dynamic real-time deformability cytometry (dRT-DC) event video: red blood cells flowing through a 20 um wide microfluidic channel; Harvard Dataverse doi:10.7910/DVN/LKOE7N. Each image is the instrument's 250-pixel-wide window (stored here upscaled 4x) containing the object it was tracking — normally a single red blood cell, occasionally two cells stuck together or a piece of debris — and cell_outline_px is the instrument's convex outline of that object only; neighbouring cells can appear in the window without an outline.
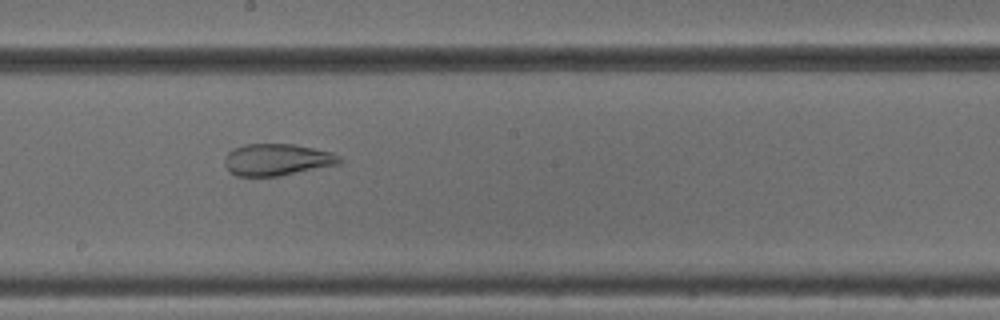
{"species": "common noctule bat (a hibernating species)", "species_latin": "Nyctalus noctula", "temperature_condition": "cold", "stored_images_in_passage": 52, "camera_frame_rate_fps": 3000, "um_per_image_px": 0.085, "animal": {"sex": "male", "body_mass_g": 18.8}, "frame": {"image": 1, "passage_image": 29, "time_ms": 9.333, "image_size_px": [1000, 320], "cell_outline_px": [[344, 160], [340, 164], [280, 176], [236, 176], [228, 172], [224, 164], [224, 156], [232, 148], [244, 144], [296, 144], [332, 152], [340, 156]], "centroid_in_image_um": [23.54, 13.57], "position_along_channel_um": 224.7, "area_um2": 21.73}}
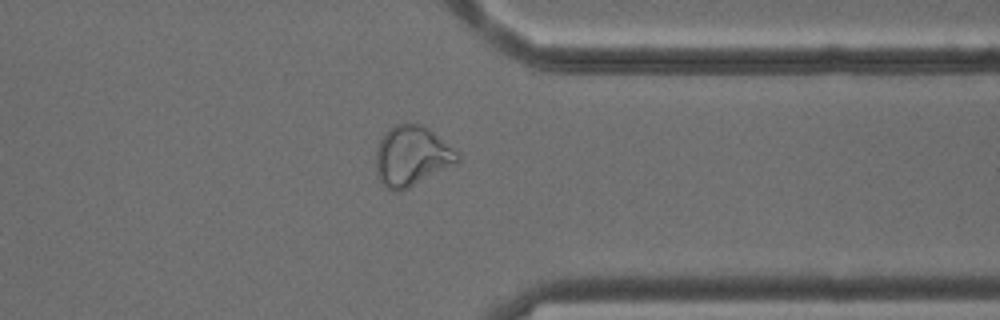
{"frame": {"image": 2, "passage_image": 41, "time_ms": 13.333, "image_size_px": [1000, 320], "cell_outline_px": [[460, 160], [456, 164], [400, 192], [392, 192], [380, 180], [376, 172], [376, 148], [384, 132], [388, 128], [396, 124], [420, 124], [428, 128], [452, 148], [460, 156]], "centroid_in_image_um": [34.97, 13.27], "position_along_channel_um": 376.4, "area_um2": 28.38}}
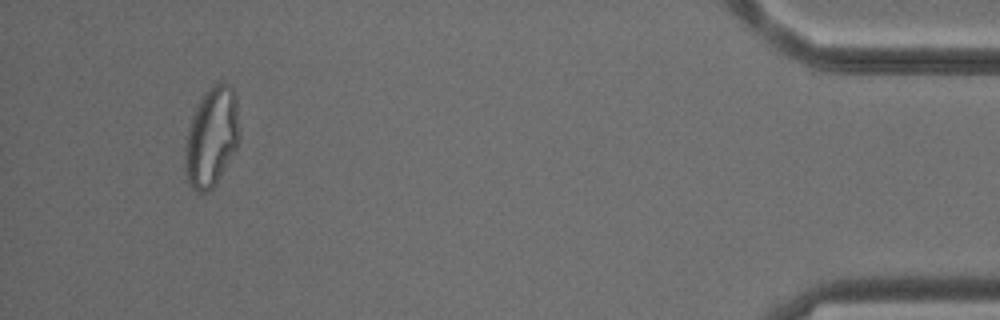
{"frame": {"image": 3, "passage_image": 49, "time_ms": 16.0, "image_size_px": [1000, 320], "cell_outline_px": [[240, 136], [236, 148], [212, 188], [204, 192], [196, 192], [188, 184], [184, 172], [184, 148], [188, 128], [196, 104], [204, 92], [212, 84], [224, 80], [232, 88], [236, 96]], "centroid_in_image_um": [17.96, 11.61], "position_along_channel_um": 417.2, "area_um2": 31.91}, "authors_computed_cell_mechanics": {"area_um2": 29.5647, "velocity_mm_per_s": 3.8859, "shape_relaxation_time_tau1_ms": null, "shape_relaxation_time_tau2_ms": 1.8562, "deformation_change_tau1": null, "deformation_change_tau2": 0.0972}}